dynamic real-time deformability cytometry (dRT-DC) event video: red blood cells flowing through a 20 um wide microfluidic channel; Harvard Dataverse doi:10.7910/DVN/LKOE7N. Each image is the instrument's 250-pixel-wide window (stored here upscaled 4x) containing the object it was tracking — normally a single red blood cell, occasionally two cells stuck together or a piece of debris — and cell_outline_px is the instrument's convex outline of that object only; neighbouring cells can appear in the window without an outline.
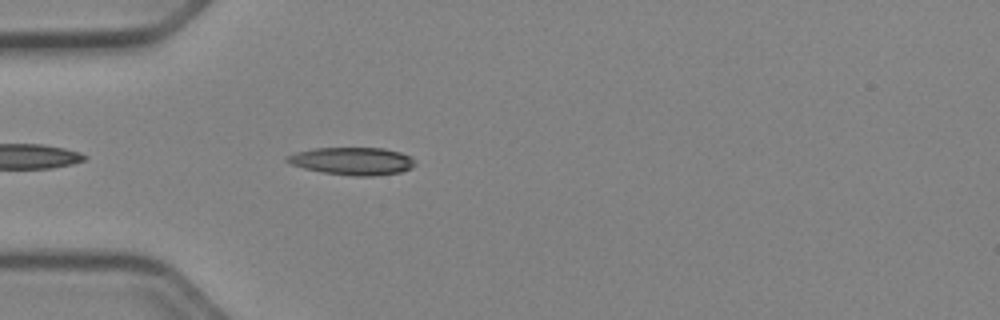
{"species": "Egyptian fruit bat (a non-hibernating species)", "species_latin": "Rousettus aegyptiacus", "temperature_condition": "cold", "stored_images_in_passage": 17, "camera_frame_rate_fps": 3000, "um_per_image_px": 0.085, "animal": {"sex": "female"}, "frame": {"image": 1, "passage_image": 3, "time_ms": 0.667, "image_size_px": [1000, 320], "cell_outline_px": [[416, 164], [412, 168], [400, 172], [372, 176], [352, 176], [324, 172], [304, 168], [292, 164], [284, 160], [284, 156], [296, 152], [316, 148], [384, 148], [400, 152], [408, 156]], "centroid_in_image_um": [29.93, 13.69], "position_along_channel_um": 55.1, "area_um2": 20.46}}
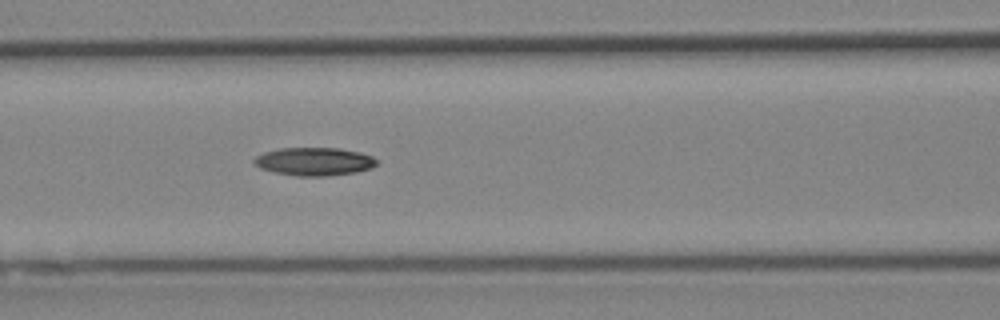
{"frame": {"image": 2, "passage_image": 10, "time_ms": 3.0, "image_size_px": [1000, 320], "cell_outline_px": [[376, 164], [372, 168], [356, 172], [328, 176], [296, 176], [276, 172], [260, 168], [252, 160], [256, 156], [264, 152], [280, 148], [340, 148], [360, 152], [372, 156], [376, 160]], "centroid_in_image_um": [26.72, 13.72], "position_along_channel_um": 139.9, "area_um2": 20.06}}
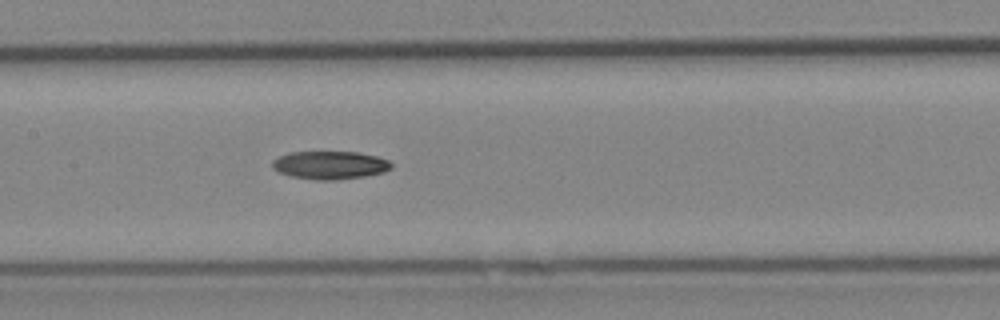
{"frame": {"image": 3, "passage_image": 13, "time_ms": 4.0, "image_size_px": [1000, 320], "cell_outline_px": [[392, 168], [384, 172], [364, 176], [336, 180], [316, 180], [292, 176], [280, 172], [272, 168], [272, 160], [288, 152], [356, 152], [376, 156], [388, 160], [392, 164]], "centroid_in_image_um": [28.05, 14.03], "position_along_channel_um": 179.4, "area_um2": 19.42}}